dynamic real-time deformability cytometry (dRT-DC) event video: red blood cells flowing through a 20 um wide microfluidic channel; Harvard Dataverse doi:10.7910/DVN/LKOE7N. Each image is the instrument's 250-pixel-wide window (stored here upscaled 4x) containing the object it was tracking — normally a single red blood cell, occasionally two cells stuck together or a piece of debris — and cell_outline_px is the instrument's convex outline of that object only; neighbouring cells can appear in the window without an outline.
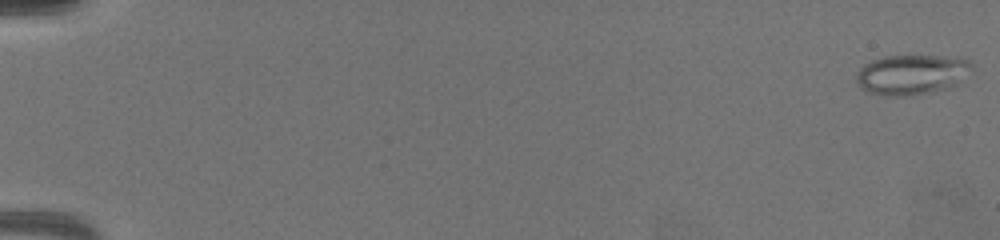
{"species": "common noctule bat (a hibernating species)", "species_latin": "Nyctalus noctula", "temperature_condition": "warm", "stored_images_in_passage": 66, "camera_frame_rate_fps": 3000, "um_per_image_px": 0.085, "animal": {"sex": "female", "body_mass_g": 19.5, "forearm_length_mm": 54.1}, "frame": {"image": 1, "passage_image": 1, "time_ms": 0.0, "image_size_px": [1000, 240], "cell_outline_px": [[972, 68], [956, 84], [932, 92], [904, 96], [888, 96], [864, 92], [856, 80], [856, 72], [864, 64], [872, 60], [884, 56], [936, 56], [968, 60], [972, 64]], "centroid_in_image_um": [77.41, 6.35], "position_along_channel_um": 7.6, "area_um2": 26.65}}
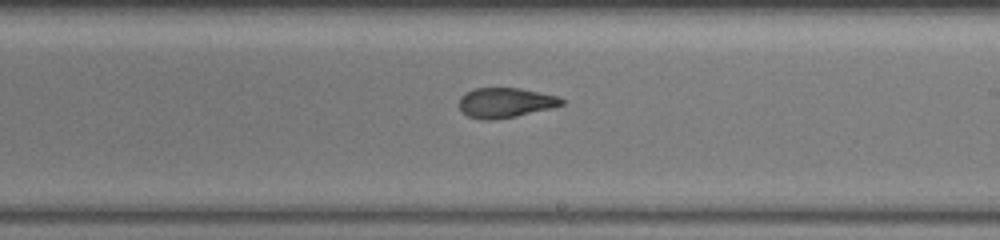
{"frame": {"image": 2, "passage_image": 41, "time_ms": 13.333, "image_size_px": [1000, 240], "cell_outline_px": [[564, 104], [552, 108], [516, 116], [496, 120], [480, 120], [468, 116], [460, 108], [460, 96], [464, 92], [472, 88], [520, 88], [540, 92], [556, 96], [564, 100]], "centroid_in_image_um": [42.94, 8.73], "position_along_channel_um": 246.1, "area_um2": 17.98}}
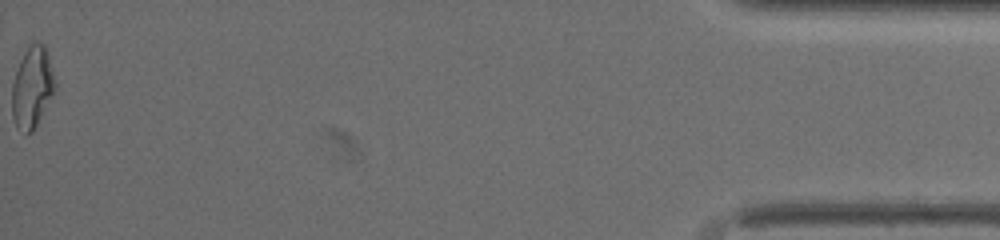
{"frame": {"image": 3, "passage_image": 66, "time_ms": 21.667, "image_size_px": [1000, 240], "cell_outline_px": [[56, 88], [32, 132], [24, 136], [16, 128], [12, 116], [12, 84], [20, 60], [28, 48], [32, 44], [44, 44], [48, 48], [56, 84]], "centroid_in_image_um": [2.74, 7.46], "position_along_channel_um": 432.5, "area_um2": 20.4}, "authors_computed_cell_mechanics": {"area_um2": 19.1896, "velocity_mm_per_s": 3.3004, "shape_relaxation_time_tau1_ms": null, "shape_relaxation_time_tau2_ms": 1.7303, "deformation_change_tau1": null, "deformation_change_tau2": 0.08}}